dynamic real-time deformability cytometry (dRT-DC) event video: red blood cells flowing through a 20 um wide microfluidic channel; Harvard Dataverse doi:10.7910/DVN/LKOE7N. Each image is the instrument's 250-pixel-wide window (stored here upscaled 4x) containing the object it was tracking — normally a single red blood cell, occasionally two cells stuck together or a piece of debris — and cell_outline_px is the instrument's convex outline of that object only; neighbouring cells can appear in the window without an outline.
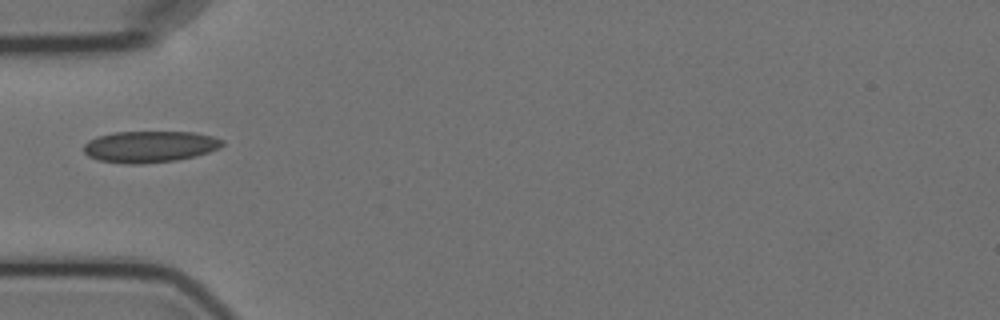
{"species": "Egyptian fruit bat (a non-hibernating species)", "species_latin": "Rousettus aegyptiacus", "temperature_condition": "cold", "stored_images_in_passage": 1, "camera_frame_rate_fps": 3000, "um_per_image_px": 0.085, "animal": {"sex": "female"}, "frame": {"image": 1, "passage_image": 1, "time_ms": 0.0, "image_size_px": [1000, 320], "cell_outline_px": [[224, 144], [220, 148], [196, 156], [176, 160], [140, 164], [132, 164], [100, 160], [88, 156], [84, 152], [84, 144], [88, 140], [96, 136], [112, 132], [196, 132], [212, 136], [224, 140]], "centroid_in_image_um": [12.74, 12.45], "position_along_channel_um": 72.3, "area_um2": 25.49}}